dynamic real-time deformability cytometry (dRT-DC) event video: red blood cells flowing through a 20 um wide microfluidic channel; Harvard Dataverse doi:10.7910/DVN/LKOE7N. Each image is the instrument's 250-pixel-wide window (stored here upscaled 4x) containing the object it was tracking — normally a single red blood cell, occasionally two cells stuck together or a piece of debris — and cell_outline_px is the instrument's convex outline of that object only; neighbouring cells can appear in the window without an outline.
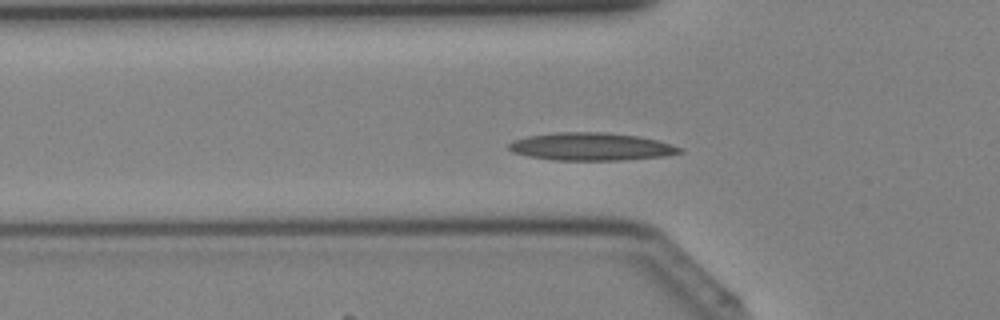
{"species": "Egyptian fruit bat (a non-hibernating species)", "species_latin": "Rousettus aegyptiacus", "temperature_condition": "cold", "stored_images_in_passage": 35, "camera_frame_rate_fps": 3000, "um_per_image_px": 0.085, "animal": {"sex": "female"}, "frame": {"image": 1, "passage_image": 12, "time_ms": 3.667, "image_size_px": [1000, 320], "cell_outline_px": [[684, 152], [664, 156], [620, 160], [552, 160], [528, 156], [512, 152], [508, 148], [508, 144], [516, 140], [528, 136], [556, 132], [604, 132], [636, 136], [656, 140], [684, 148]], "centroid_in_image_um": [50.25, 12.47], "position_along_channel_um": 75.6, "area_um2": 27.51}}
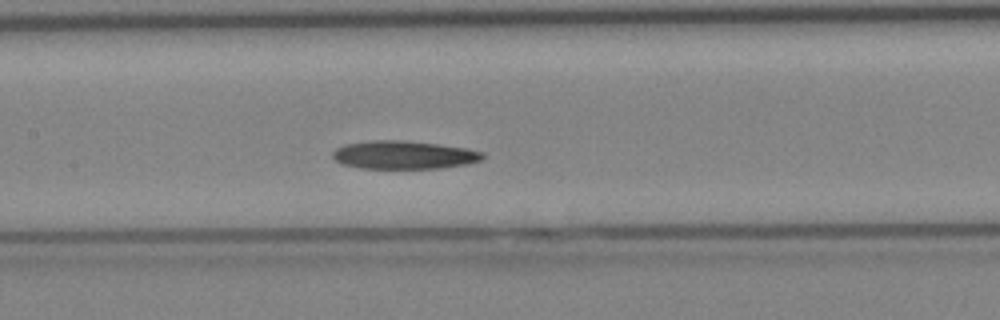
{"frame": {"image": 2, "passage_image": 18, "time_ms": 5.667, "image_size_px": [1000, 320], "cell_outline_px": [[484, 156], [480, 160], [464, 164], [440, 168], [360, 168], [340, 164], [332, 156], [332, 152], [336, 148], [344, 144], [372, 140], [404, 140], [468, 148], [484, 152]], "centroid_in_image_um": [34.28, 13.16], "position_along_channel_um": 173.1, "area_um2": 24.62}}
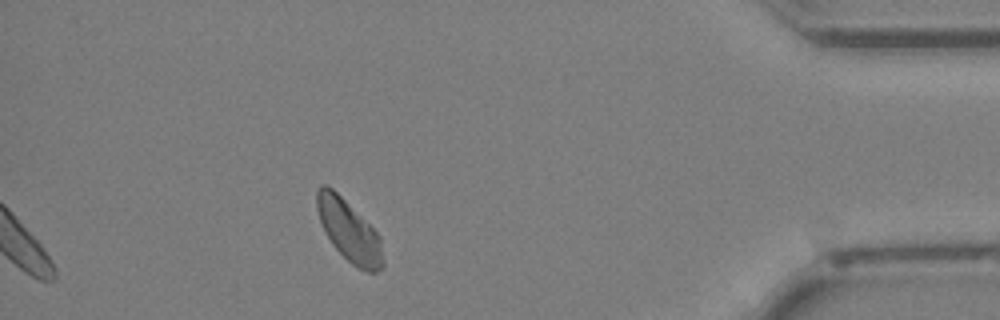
{"frame": {"image": 3, "passage_image": 35, "time_ms": 11.333, "image_size_px": [1000, 320], "cell_outline_px": [[384, 268], [376, 272], [368, 272], [356, 268], [332, 244], [320, 220], [316, 208], [316, 192], [320, 184], [324, 184], [332, 188], [380, 236], [384, 260]], "centroid_in_image_um": [29.68, 19.65], "position_along_channel_um": 405.5, "area_um2": 23.24}}